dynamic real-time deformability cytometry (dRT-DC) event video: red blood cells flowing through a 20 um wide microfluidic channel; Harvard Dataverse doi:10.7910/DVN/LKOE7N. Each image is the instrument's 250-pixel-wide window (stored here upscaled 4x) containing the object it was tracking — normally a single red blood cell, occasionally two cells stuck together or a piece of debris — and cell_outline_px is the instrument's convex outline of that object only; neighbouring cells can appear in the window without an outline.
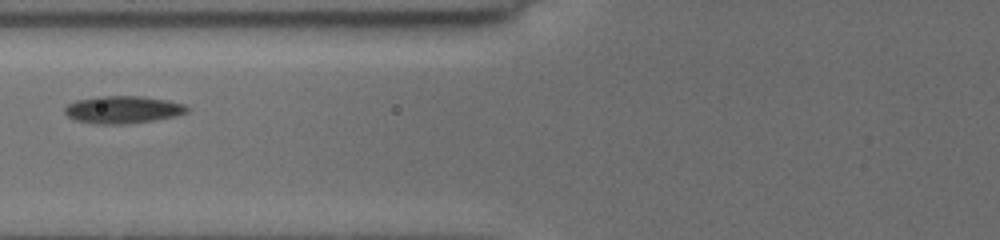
{"species": "common noctule bat (a hibernating species)", "species_latin": "Nyctalus noctula", "temperature_condition": "cold", "stored_images_in_passage": 3, "camera_frame_rate_fps": 3000, "um_per_image_px": 0.085, "animal": {"sex": "female", "body_mass_g": 19.5, "forearm_length_mm": 54.1}, "frame": {"image": 1, "passage_image": 2, "time_ms": 2.0, "image_size_px": [1000, 240], "cell_outline_px": [[188, 112], [176, 116], [152, 120], [124, 124], [96, 124], [76, 120], [68, 116], [64, 112], [64, 108], [68, 104], [76, 100], [96, 96], [144, 96], [168, 100], [184, 104], [188, 108]], "centroid_in_image_um": [10.43, 9.31], "position_along_channel_um": 115.4, "area_um2": 19.59}}
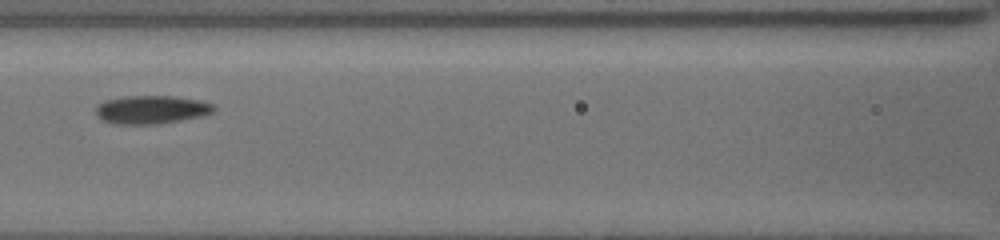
{"frame": {"image": 2, "passage_image": 3, "time_ms": 3.0, "image_size_px": [1000, 240], "cell_outline_px": [[216, 108], [212, 112], [204, 116], [160, 124], [112, 124], [104, 120], [96, 112], [96, 108], [104, 100], [124, 96], [176, 96], [200, 100], [212, 104]], "centroid_in_image_um": [12.91, 9.32], "position_along_channel_um": 153.7, "area_um2": 19.54}}